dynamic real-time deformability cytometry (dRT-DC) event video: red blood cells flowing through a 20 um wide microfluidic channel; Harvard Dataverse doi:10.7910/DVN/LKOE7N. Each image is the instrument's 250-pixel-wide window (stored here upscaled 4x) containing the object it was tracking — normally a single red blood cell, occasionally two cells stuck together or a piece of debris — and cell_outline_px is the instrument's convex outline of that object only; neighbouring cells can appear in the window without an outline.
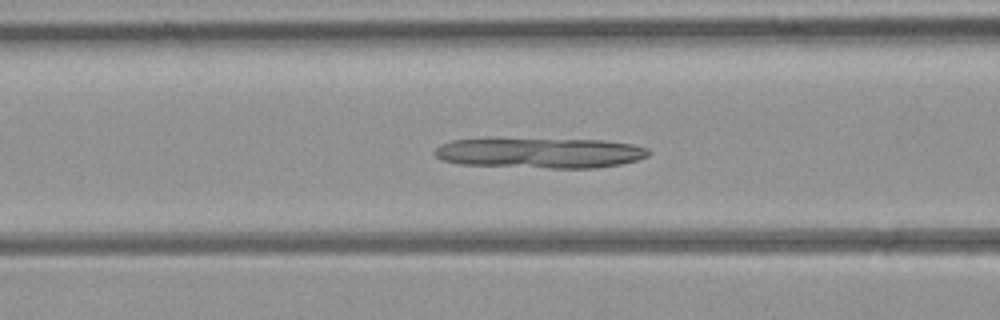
{"species": "common noctule bat (a hibernating species)", "species_latin": "Nyctalus noctula", "temperature_condition": "room temperature", "stored_images_in_passage": 52, "camera_frame_rate_fps": 3000, "um_per_image_px": 0.085, "animal": {"sex": "female", "body_mass_g": 21.9}, "frame": {"image": 1, "passage_image": 20, "time_ms": 6.333, "image_size_px": [1000, 320], "cell_outline_px": [[652, 152], [648, 156], [636, 160], [620, 164], [596, 168], [548, 168], [460, 164], [444, 160], [436, 156], [432, 152], [440, 144], [452, 140], [604, 140], [632, 144], [648, 148]], "centroid_in_image_um": [45.96, 13.02], "position_along_channel_um": 120.6, "area_um2": 37.22}}
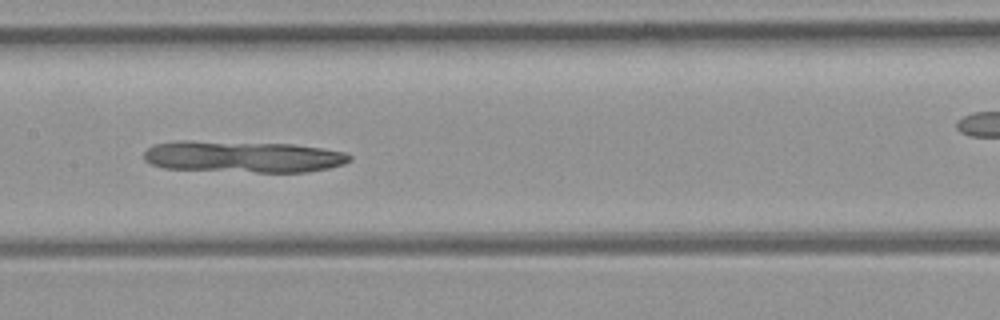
{"frame": {"image": 2, "passage_image": 25, "time_ms": 8.0, "image_size_px": [1000, 320], "cell_outline_px": [[352, 160], [344, 164], [328, 168], [308, 172], [256, 172], [164, 168], [152, 164], [144, 160], [144, 152], [152, 144], [176, 140], [192, 140], [292, 144], [348, 152], [352, 156]], "centroid_in_image_um": [20.65, 13.31], "position_along_channel_um": 186.7, "area_um2": 38.21}}
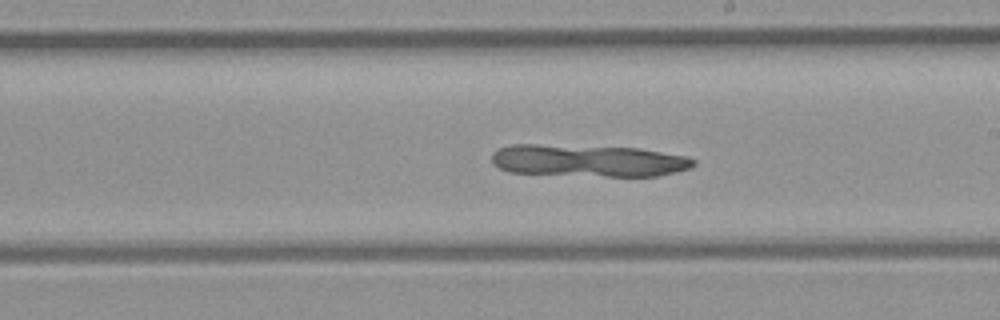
{"frame": {"image": 3, "passage_image": 29, "time_ms": 9.333, "image_size_px": [1000, 320], "cell_outline_px": [[696, 164], [688, 168], [676, 172], [660, 176], [608, 176], [508, 172], [492, 164], [492, 152], [500, 148], [512, 144], [536, 144], [636, 148], [688, 156], [696, 160]], "centroid_in_image_um": [50.0, 13.65], "position_along_channel_um": 239.0, "area_um2": 37.69}}